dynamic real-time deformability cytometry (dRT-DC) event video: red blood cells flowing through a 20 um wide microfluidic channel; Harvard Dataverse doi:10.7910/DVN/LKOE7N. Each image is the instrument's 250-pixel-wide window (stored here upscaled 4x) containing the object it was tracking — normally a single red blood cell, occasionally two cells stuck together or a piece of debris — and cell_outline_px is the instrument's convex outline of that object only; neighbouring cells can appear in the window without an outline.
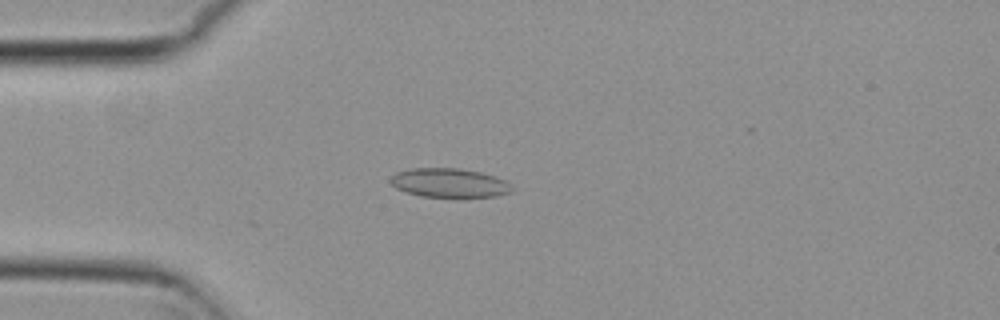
{"species": "common noctule bat (a hibernating species)", "species_latin": "Nyctalus noctula", "temperature_condition": "cold", "stored_images_in_passage": 24, "camera_frame_rate_fps": 3000, "um_per_image_px": 0.085, "animal": {"sex": "female", "body_mass_g": 29.2, "forearm_length_mm": 56.3}, "frame": {"image": 1, "passage_image": 12, "time_ms": 3.667, "image_size_px": [1000, 320], "cell_outline_px": [[516, 188], [512, 192], [496, 196], [464, 200], [460, 200], [420, 196], [396, 188], [388, 180], [396, 172], [412, 168], [460, 168], [480, 172], [504, 180], [512, 184]], "centroid_in_image_um": [38.25, 15.6], "position_along_channel_um": 46.7, "area_um2": 21.56}}
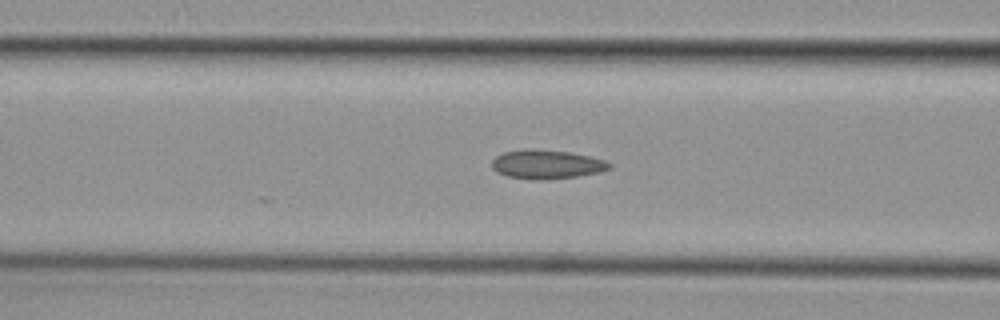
{"frame": {"image": 2, "passage_image": 19, "time_ms": 6.0, "image_size_px": [1000, 320], "cell_outline_px": [[612, 168], [600, 172], [576, 176], [544, 180], [532, 180], [508, 176], [496, 172], [492, 168], [492, 160], [496, 156], [504, 152], [528, 148], [536, 148], [568, 152], [588, 156], [604, 160], [612, 164]], "centroid_in_image_um": [46.45, 13.97], "position_along_channel_um": 120.2, "area_um2": 19.94}}
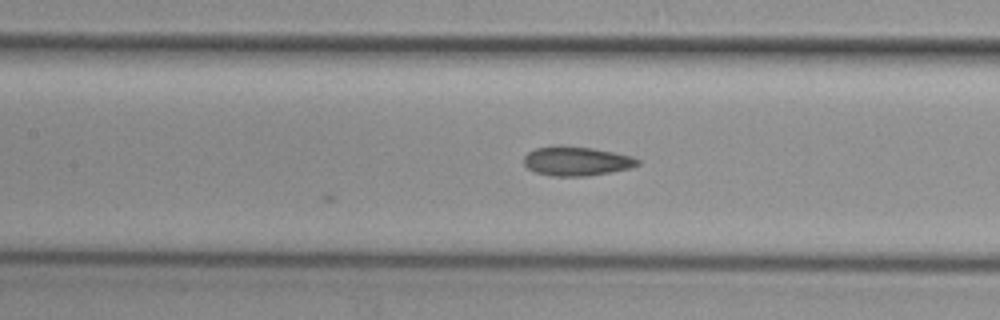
{"frame": {"image": 3, "passage_image": 22, "time_ms": 7.0, "image_size_px": [1000, 320], "cell_outline_px": [[640, 164], [632, 168], [612, 172], [588, 176], [552, 176], [536, 172], [528, 168], [524, 164], [524, 156], [528, 152], [536, 148], [556, 144], [564, 144], [592, 148], [616, 152], [632, 156], [640, 160]], "centroid_in_image_um": [49.02, 13.68], "position_along_channel_um": 158.4, "area_um2": 19.83}}